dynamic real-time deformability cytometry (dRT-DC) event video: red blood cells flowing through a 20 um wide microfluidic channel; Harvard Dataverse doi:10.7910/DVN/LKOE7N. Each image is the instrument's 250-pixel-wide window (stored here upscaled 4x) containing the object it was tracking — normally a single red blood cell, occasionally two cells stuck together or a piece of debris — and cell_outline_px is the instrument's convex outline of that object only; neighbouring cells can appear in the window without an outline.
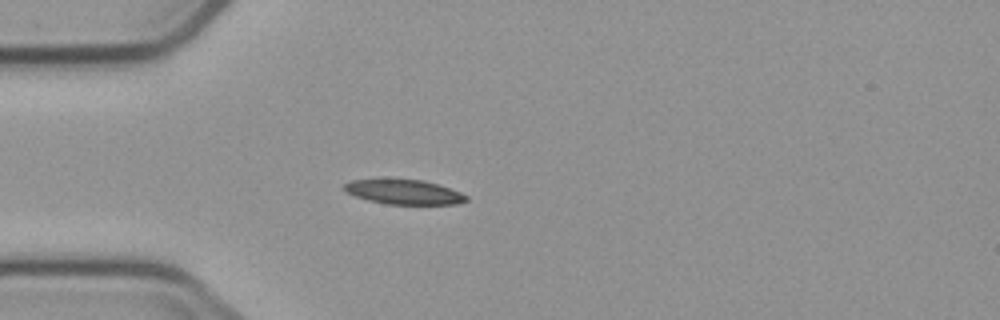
{"species": "common noctule bat (a hibernating species)", "species_latin": "Nyctalus noctula", "temperature_condition": "cold", "stored_images_in_passage": 5, "camera_frame_rate_fps": 3000, "um_per_image_px": 0.085, "animal": {"sex": "male", "body_mass_g": 23.1, "forearm_length_mm": 52.7}, "frame": {"image": 1, "passage_image": 4, "time_ms": 3.667, "image_size_px": [1000, 320], "cell_outline_px": [[468, 200], [456, 204], [388, 204], [368, 200], [356, 196], [348, 192], [344, 188], [344, 184], [352, 180], [424, 180], [460, 192], [468, 196]], "centroid_in_image_um": [34.37, 16.33], "position_along_channel_um": 50.6, "area_um2": 17.05}}